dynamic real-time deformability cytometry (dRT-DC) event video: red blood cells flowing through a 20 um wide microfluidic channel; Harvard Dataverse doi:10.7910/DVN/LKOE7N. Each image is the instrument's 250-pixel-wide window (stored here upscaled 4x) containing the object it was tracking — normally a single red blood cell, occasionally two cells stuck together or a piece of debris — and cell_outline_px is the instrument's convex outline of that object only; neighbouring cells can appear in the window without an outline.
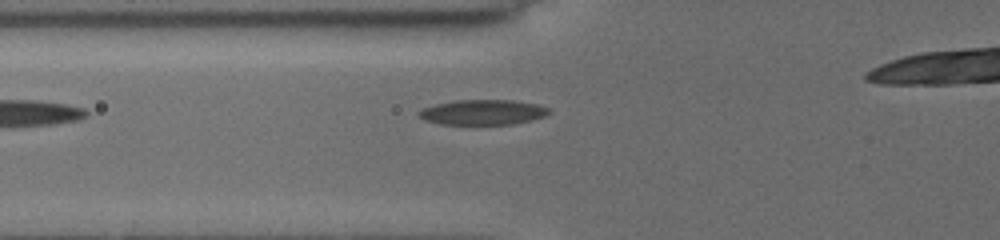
{"species": "common noctule bat (a hibernating species)", "species_latin": "Nyctalus noctula", "temperature_condition": "cold", "stored_images_in_passage": 10, "camera_frame_rate_fps": 3000, "um_per_image_px": 0.085, "animal": {"sex": "female", "body_mass_g": 19.5, "forearm_length_mm": 54.1}, "frame": {"image": 1, "passage_image": 10, "time_ms": 4.333, "image_size_px": [1000, 240], "cell_outline_px": [[552, 112], [544, 116], [532, 120], [512, 124], [440, 124], [428, 120], [420, 116], [416, 112], [424, 108], [436, 104], [456, 100], [512, 100], [536, 104], [548, 108]], "centroid_in_image_um": [41.07, 9.54], "position_along_channel_um": 84.7, "area_um2": 18.84}}